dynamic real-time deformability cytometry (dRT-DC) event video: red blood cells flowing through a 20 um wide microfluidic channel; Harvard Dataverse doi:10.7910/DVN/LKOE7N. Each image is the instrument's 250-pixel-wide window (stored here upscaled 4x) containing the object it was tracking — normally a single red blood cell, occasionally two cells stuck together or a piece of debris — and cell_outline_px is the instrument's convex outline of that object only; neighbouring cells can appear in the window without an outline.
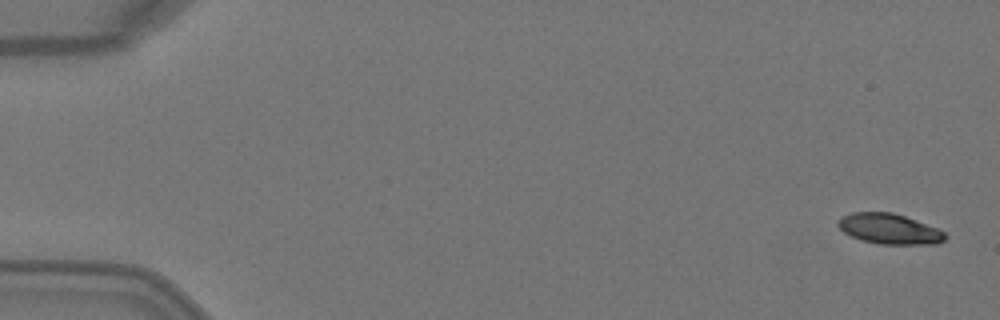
{"species": "Egyptian fruit bat (a non-hibernating species)", "species_latin": "Rousettus aegyptiacus", "temperature_condition": "warm", "stored_images_in_passage": 5, "camera_frame_rate_fps": 3000, "um_per_image_px": 0.085, "animal": {"sex": "female"}, "frame": {"image": 1, "passage_image": 1, "time_ms": 0.0, "image_size_px": [1000, 320], "cell_outline_px": [[948, 236], [940, 244], [880, 244], [860, 240], [844, 232], [836, 224], [836, 220], [840, 216], [852, 212], [892, 212], [904, 216], [936, 228], [944, 232]], "centroid_in_image_um": [75.56, 19.45], "position_along_channel_um": 9.4, "area_um2": 19.02}}
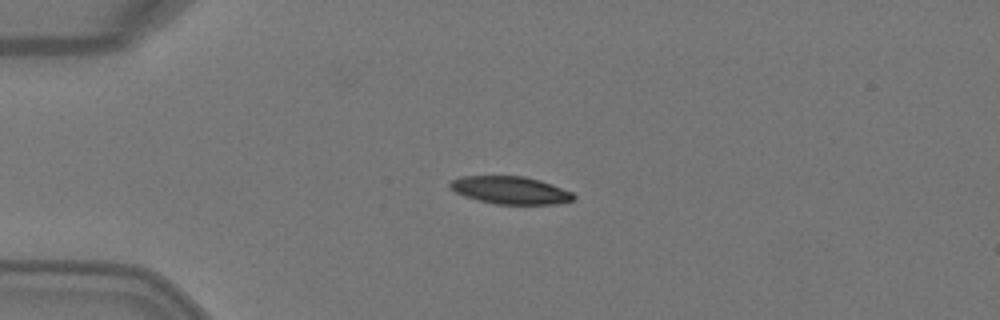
{"frame": {"image": 2, "passage_image": 4, "time_ms": 1.0, "image_size_px": [1000, 320], "cell_outline_px": [[576, 196], [572, 200], [552, 204], [496, 204], [464, 196], [456, 192], [448, 184], [452, 180], [460, 176], [524, 176], [540, 180], [552, 184], [572, 192]], "centroid_in_image_um": [43.38, 16.16], "position_along_channel_um": 41.6, "area_um2": 19.71}}